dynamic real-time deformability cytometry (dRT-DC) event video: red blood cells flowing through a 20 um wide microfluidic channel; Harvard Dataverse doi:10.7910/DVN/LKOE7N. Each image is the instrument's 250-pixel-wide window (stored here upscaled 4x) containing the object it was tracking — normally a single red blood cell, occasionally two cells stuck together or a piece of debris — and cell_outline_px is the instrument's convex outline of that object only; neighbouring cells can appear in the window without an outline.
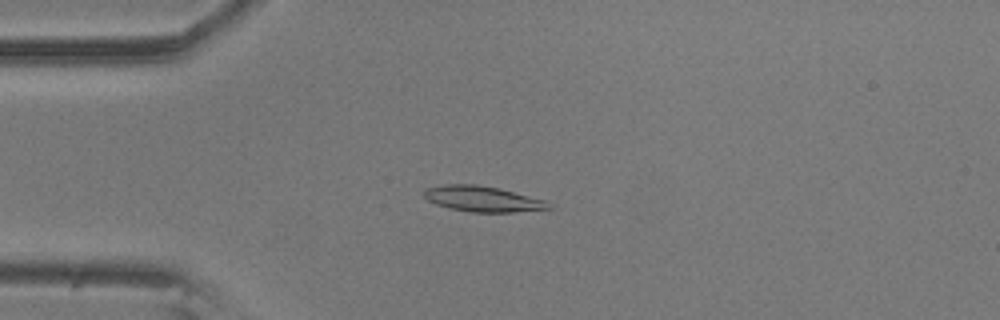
{"species": "common noctule bat (a hibernating species)", "species_latin": "Nyctalus noctula", "temperature_condition": "room temperature", "stored_images_in_passage": 56, "camera_frame_rate_fps": 3000, "um_per_image_px": 0.085, "animal": {"sex": "male", "body_mass_g": 20.5, "forearm_length_mm": 52.5}, "frame": {"image": 1, "passage_image": 13, "time_ms": 4.0, "image_size_px": [1000, 320], "cell_outline_px": [[556, 208], [512, 212], [472, 212], [448, 208], [436, 204], [428, 200], [424, 196], [424, 188], [444, 184], [476, 184], [500, 188], [544, 200]], "centroid_in_image_um": [41.01, 16.9], "position_along_channel_um": 44.0, "area_um2": 18.67}}
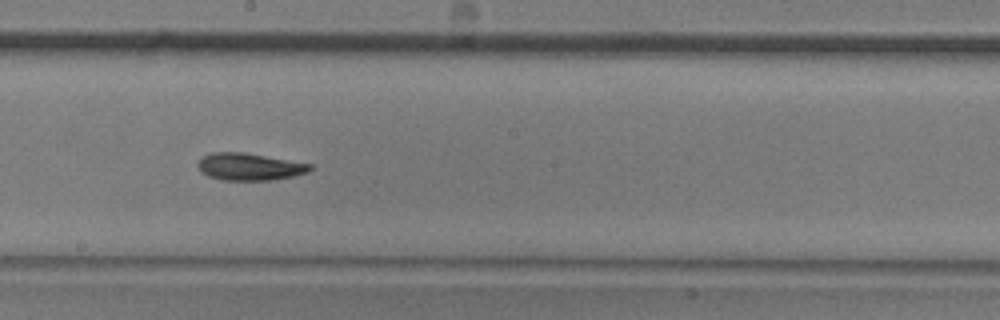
{"frame": {"image": 2, "passage_image": 30, "time_ms": 9.667, "image_size_px": [1000, 320], "cell_outline_px": [[312, 168], [308, 172], [292, 176], [272, 180], [220, 180], [208, 176], [196, 164], [204, 156], [212, 152], [244, 152], [312, 164]], "centroid_in_image_um": [21.21, 14.17], "position_along_channel_um": 227.0, "area_um2": 17.63}}
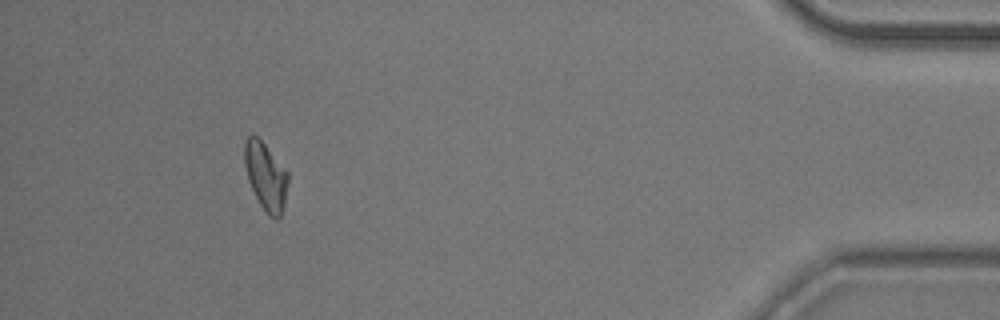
{"frame": {"image": 3, "passage_image": 51, "time_ms": 16.667, "image_size_px": [1000, 320], "cell_outline_px": [[288, 184], [284, 208], [280, 220], [276, 220], [268, 216], [260, 204], [248, 180], [244, 164], [244, 140], [248, 136], [256, 136], [264, 144], [288, 172]], "centroid_in_image_um": [22.6, 15.04], "position_along_channel_um": 412.6, "area_um2": 17.22}, "authors_computed_cell_mechanics": {"area_um2": 17.7446, "velocity_mm_per_s": 3.54, "shape_relaxation_time_tau1_ms": 6.9067, "shape_relaxation_time_tau2_ms": 4.526, "deformation_change_tau1": 0.1695, "deformation_change_tau2": 0.1016}}